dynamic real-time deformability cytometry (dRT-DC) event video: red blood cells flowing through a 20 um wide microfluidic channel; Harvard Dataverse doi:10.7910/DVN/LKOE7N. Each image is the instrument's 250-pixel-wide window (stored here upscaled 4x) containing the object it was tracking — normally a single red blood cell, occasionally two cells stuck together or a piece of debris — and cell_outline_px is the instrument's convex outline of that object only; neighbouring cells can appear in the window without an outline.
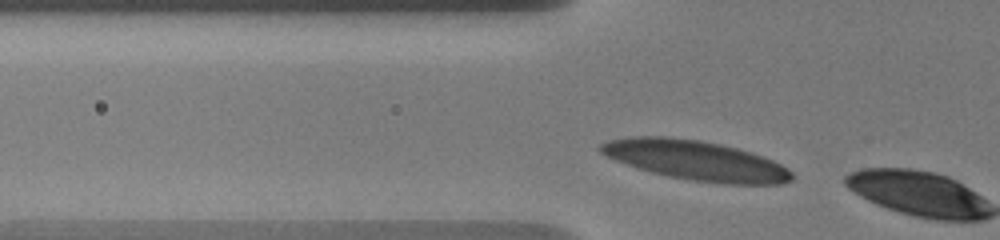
{"species": "human", "species_latin": "Homo sapiens", "temperature_condition": "warm", "stored_images_in_passage": 3, "camera_frame_rate_fps": 3000, "um_per_image_px": 0.085, "donor": {"sex": "male"}, "frame": {"image": 1, "passage_image": 2, "time_ms": 0.333, "image_size_px": [1000, 240], "cell_outline_px": [[792, 180], [780, 184], [724, 184], [692, 180], [652, 172], [616, 160], [600, 152], [596, 148], [600, 144], [608, 140], [628, 136], [668, 136], [700, 140], [720, 144], [736, 148], [772, 160], [788, 168], [792, 172]], "centroid_in_image_um": [59.12, 13.62], "position_along_channel_um": 66.7, "area_um2": 43.81}}